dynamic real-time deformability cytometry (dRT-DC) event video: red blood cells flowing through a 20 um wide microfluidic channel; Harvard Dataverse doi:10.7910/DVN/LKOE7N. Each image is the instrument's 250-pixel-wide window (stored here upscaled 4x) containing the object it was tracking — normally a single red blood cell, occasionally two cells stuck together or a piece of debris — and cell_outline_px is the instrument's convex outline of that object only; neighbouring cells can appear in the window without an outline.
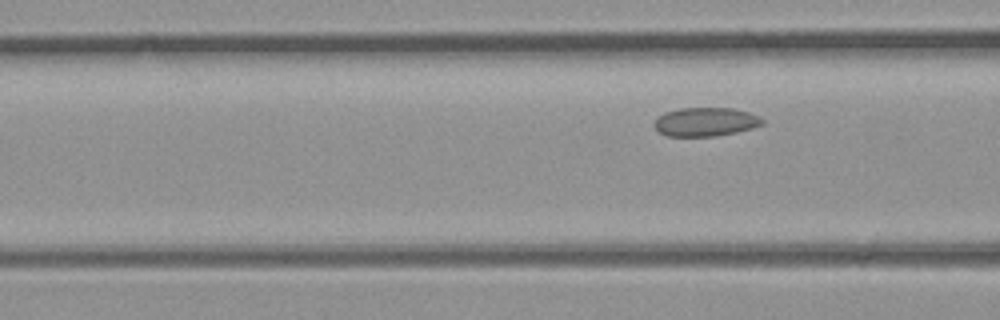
{"species": "common noctule bat (a hibernating species)", "species_latin": "Nyctalus noctula", "temperature_condition": "room temperature", "stored_images_in_passage": 5, "camera_frame_rate_fps": 3000, "um_per_image_px": 0.085, "animal": {"sex": "male", "body_mass_g": 23.1, "forearm_length_mm": 52.7}, "frame": {"image": 1, "passage_image": 5, "time_ms": 1.333, "image_size_px": [1000, 320], "cell_outline_px": [[764, 124], [752, 128], [736, 132], [716, 136], [668, 136], [660, 132], [652, 124], [656, 116], [664, 112], [680, 108], [732, 108], [748, 112], [760, 116], [764, 120]], "centroid_in_image_um": [59.95, 10.35], "position_along_channel_um": 106.6, "area_um2": 18.26}}